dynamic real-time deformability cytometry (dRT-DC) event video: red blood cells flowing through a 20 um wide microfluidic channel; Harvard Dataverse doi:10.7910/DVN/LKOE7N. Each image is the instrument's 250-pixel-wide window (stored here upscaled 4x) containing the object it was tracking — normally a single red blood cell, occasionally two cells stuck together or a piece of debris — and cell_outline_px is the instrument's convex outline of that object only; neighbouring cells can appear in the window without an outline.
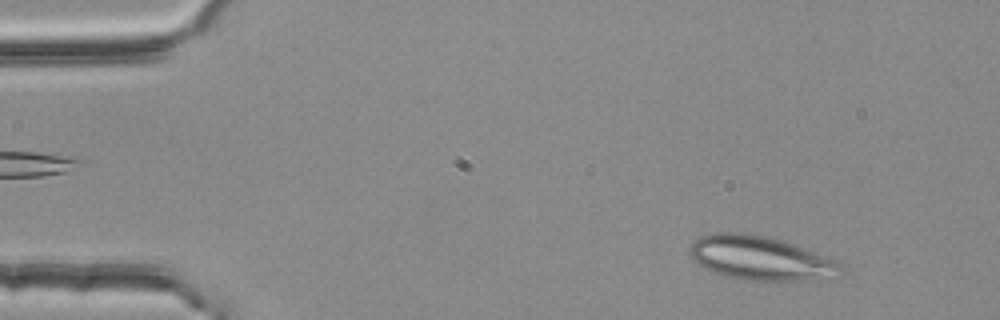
{"species": "common noctule bat (a hibernating species)", "species_latin": "Nyctalus noctula", "temperature_condition": "room temperature", "stored_images_in_passage": 51, "camera_frame_rate_fps": 3000, "um_per_image_px": 0.085, "animal": {"sex": "female", "body_mass_g": 25.1}, "frame": {"image": 1, "passage_image": 5, "time_ms": 1.333, "image_size_px": [1000, 320], "cell_outline_px": [[840, 276], [836, 280], [744, 280], [728, 276], [704, 268], [692, 260], [688, 252], [692, 244], [700, 236], [720, 232], [740, 232], [780, 240], [792, 244], [832, 260], [840, 264]], "centroid_in_image_um": [64.62, 21.97], "position_along_channel_um": 20.4, "area_um2": 38.21}}
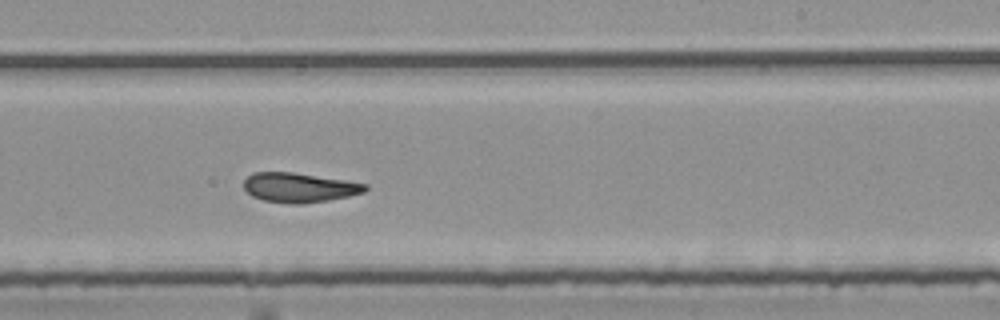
{"frame": {"image": 2, "passage_image": 32, "time_ms": 10.333, "image_size_px": [1000, 320], "cell_outline_px": [[368, 188], [364, 192], [348, 196], [328, 200], [300, 204], [292, 204], [264, 200], [252, 196], [244, 188], [244, 180], [252, 172], [292, 172], [344, 180], [368, 184]], "centroid_in_image_um": [25.42, 15.94], "position_along_channel_um": 263.6, "area_um2": 20.75}}
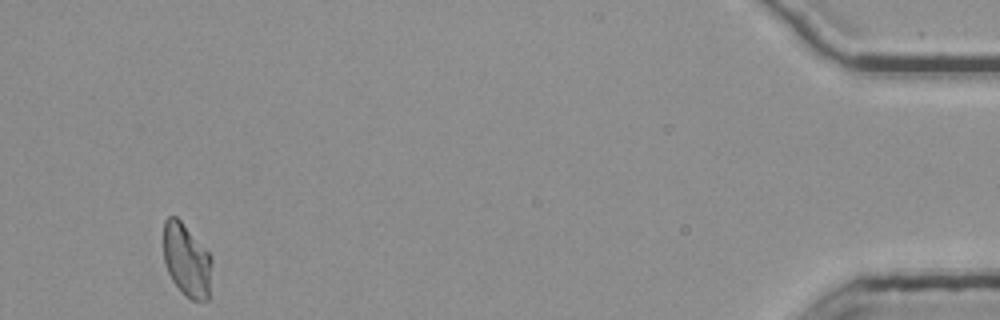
{"frame": {"image": 3, "passage_image": 51, "time_ms": 16.667, "image_size_px": [1000, 320], "cell_outline_px": [[212, 260], [208, 300], [192, 300], [172, 280], [168, 272], [164, 260], [164, 220], [168, 216], [176, 216], [180, 220], [212, 256]], "centroid_in_image_um": [15.87, 22.09], "position_along_channel_um": 419.3, "area_um2": 20.23}, "authors_computed_cell_mechanics": {"area_um2": 21.964, "velocity_mm_per_s": 3.7199, "shape_relaxation_time_tau1_ms": null, "shape_relaxation_time_tau2_ms": 2.9027, "deformation_change_tau1": null, "deformation_change_tau2": 0.103}}